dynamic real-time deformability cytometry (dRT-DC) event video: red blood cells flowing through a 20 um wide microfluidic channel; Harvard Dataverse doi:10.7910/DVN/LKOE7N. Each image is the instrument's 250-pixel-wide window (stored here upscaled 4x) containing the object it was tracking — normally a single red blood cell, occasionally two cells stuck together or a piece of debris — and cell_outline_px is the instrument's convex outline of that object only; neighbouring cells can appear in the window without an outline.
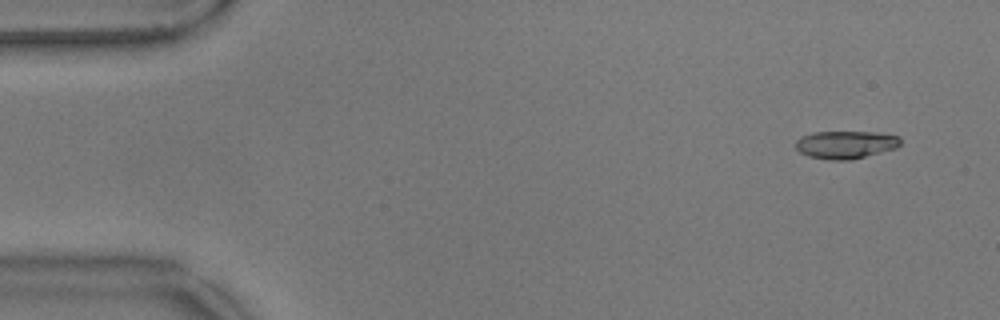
{"species": "common noctule bat (a hibernating species)", "species_latin": "Nyctalus noctula", "temperature_condition": "warm", "stored_images_in_passage": 57, "camera_frame_rate_fps": 3000, "um_per_image_px": 0.085, "animal": {"sex": "male", "body_mass_g": 17.9}, "frame": {"image": 1, "passage_image": 4, "time_ms": 1.0, "image_size_px": [1000, 320], "cell_outline_px": [[900, 144], [896, 148], [852, 160], [832, 160], [808, 156], [800, 152], [796, 148], [796, 140], [800, 136], [812, 132], [876, 132], [900, 136]], "centroid_in_image_um": [71.87, 12.29], "position_along_channel_um": 13.1, "area_um2": 17.05}}
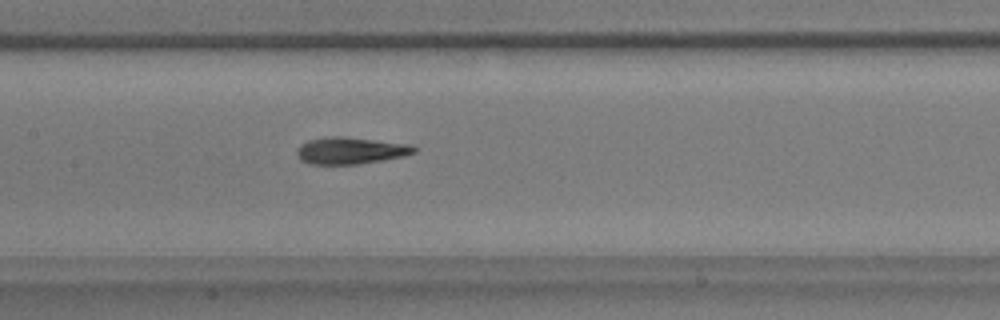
{"frame": {"image": 2, "passage_image": 27, "time_ms": 8.667, "image_size_px": [1000, 320], "cell_outline_px": [[416, 152], [404, 156], [384, 160], [356, 164], [308, 164], [300, 160], [296, 152], [296, 148], [300, 144], [308, 140], [328, 136], [344, 136], [412, 144], [416, 148]], "centroid_in_image_um": [29.78, 12.79], "position_along_channel_um": 177.6, "area_um2": 18.61}}
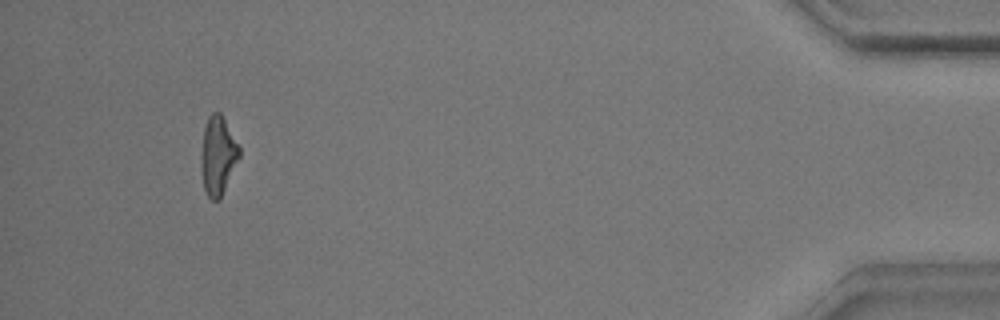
{"frame": {"image": 3, "passage_image": 53, "time_ms": 17.333, "image_size_px": [1000, 320], "cell_outline_px": [[240, 156], [220, 200], [212, 200], [208, 196], [204, 188], [200, 168], [200, 156], [204, 128], [208, 116], [212, 112], [220, 112], [240, 144]], "centroid_in_image_um": [18.52, 13.21], "position_along_channel_um": 416.7, "area_um2": 17.8}, "authors_computed_cell_mechanics": {"area_um2": 17.8024, "velocity_mm_per_s": 3.5833, "shape_relaxation_time_tau1_ms": 6.9091, "shape_relaxation_time_tau2_ms": 3.2162, "deformation_change_tau1": 0.1901, "deformation_change_tau2": 0.1207}}